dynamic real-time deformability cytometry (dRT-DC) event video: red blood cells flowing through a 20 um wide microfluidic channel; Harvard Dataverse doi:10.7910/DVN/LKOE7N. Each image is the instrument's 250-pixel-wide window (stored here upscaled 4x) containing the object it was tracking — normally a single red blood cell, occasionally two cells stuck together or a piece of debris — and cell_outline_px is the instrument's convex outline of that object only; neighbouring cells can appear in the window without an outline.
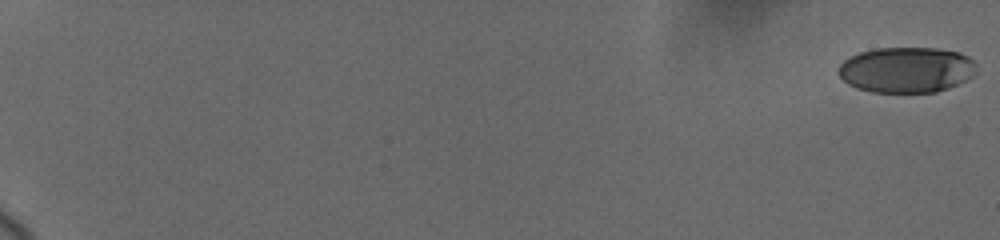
{"species": "human", "species_latin": "Homo sapiens", "temperature_condition": "cold", "stored_images_in_passage": 11, "camera_frame_rate_fps": 3000, "um_per_image_px": 0.085, "donor": {"sex": "female"}, "frame": {"image": 1, "passage_image": 1, "time_ms": 0.0, "image_size_px": [1000, 240], "cell_outline_px": [[976, 72], [972, 76], [948, 88], [936, 92], [872, 92], [856, 88], [848, 84], [836, 72], [840, 64], [844, 60], [860, 52], [876, 48], [936, 48], [960, 52], [968, 56], [976, 64]], "centroid_in_image_um": [77.04, 5.93], "position_along_channel_um": 8.0, "area_um2": 36.76}}